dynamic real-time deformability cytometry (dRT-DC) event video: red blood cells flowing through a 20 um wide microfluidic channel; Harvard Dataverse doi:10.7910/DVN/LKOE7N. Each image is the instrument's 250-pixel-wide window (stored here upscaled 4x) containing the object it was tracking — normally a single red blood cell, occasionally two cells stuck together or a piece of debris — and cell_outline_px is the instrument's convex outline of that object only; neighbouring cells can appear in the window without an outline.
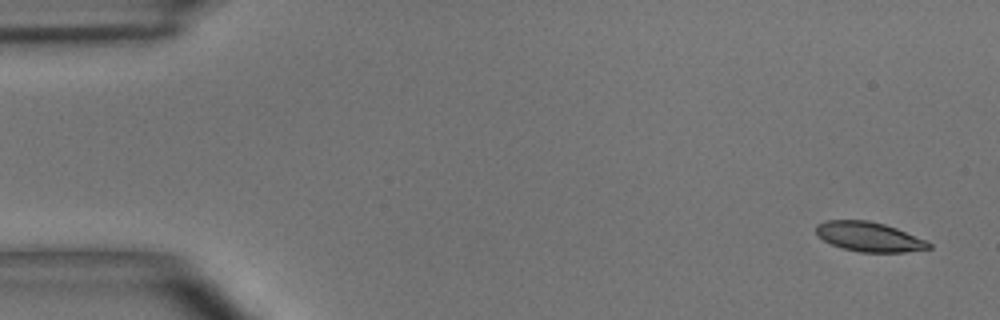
{"species": "common noctule bat (a hibernating species)", "species_latin": "Nyctalus noctula", "temperature_condition": "room temperature", "stored_images_in_passage": 5, "segment_of_instrument_passage": [1, 2], "camera_frame_rate_fps": 3000, "um_per_image_px": 0.085, "animal": {"sex": "male", "body_mass_g": 15.6}, "frame": {"image": 1, "passage_image": 1, "time_ms": 0.0, "image_size_px": [1000, 320], "cell_outline_px": [[932, 248], [904, 252], [860, 252], [844, 248], [832, 244], [824, 240], [816, 232], [816, 224], [824, 220], [868, 220], [884, 224], [896, 228], [928, 240], [932, 244]], "centroid_in_image_um": [73.91, 20.12], "position_along_channel_um": 11.1, "area_um2": 19.42}}